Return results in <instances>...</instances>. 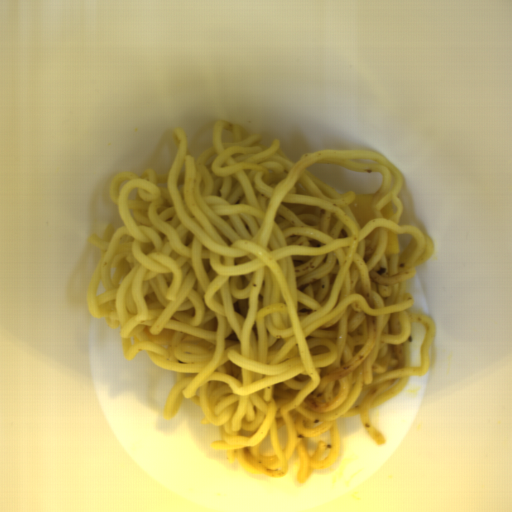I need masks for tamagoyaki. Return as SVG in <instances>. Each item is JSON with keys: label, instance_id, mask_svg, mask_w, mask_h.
Instances as JSON below:
<instances>
[{"label": "tamagoyaki", "instance_id": "833754b4", "mask_svg": "<svg viewBox=\"0 0 512 512\" xmlns=\"http://www.w3.org/2000/svg\"><path fill=\"white\" fill-rule=\"evenodd\" d=\"M384 253L388 255H400L398 236L390 230H387L386 247Z\"/></svg>", "mask_w": 512, "mask_h": 512}, {"label": "tamagoyaki", "instance_id": "81b7327e", "mask_svg": "<svg viewBox=\"0 0 512 512\" xmlns=\"http://www.w3.org/2000/svg\"><path fill=\"white\" fill-rule=\"evenodd\" d=\"M375 194H354L353 202L347 205L351 214L361 227H364L375 218L372 209Z\"/></svg>", "mask_w": 512, "mask_h": 512}, {"label": "tamagoyaki", "instance_id": "9680ed9f", "mask_svg": "<svg viewBox=\"0 0 512 512\" xmlns=\"http://www.w3.org/2000/svg\"><path fill=\"white\" fill-rule=\"evenodd\" d=\"M380 212L384 219H389L390 217L394 216L392 200L389 203H387L380 210Z\"/></svg>", "mask_w": 512, "mask_h": 512}]
</instances>
